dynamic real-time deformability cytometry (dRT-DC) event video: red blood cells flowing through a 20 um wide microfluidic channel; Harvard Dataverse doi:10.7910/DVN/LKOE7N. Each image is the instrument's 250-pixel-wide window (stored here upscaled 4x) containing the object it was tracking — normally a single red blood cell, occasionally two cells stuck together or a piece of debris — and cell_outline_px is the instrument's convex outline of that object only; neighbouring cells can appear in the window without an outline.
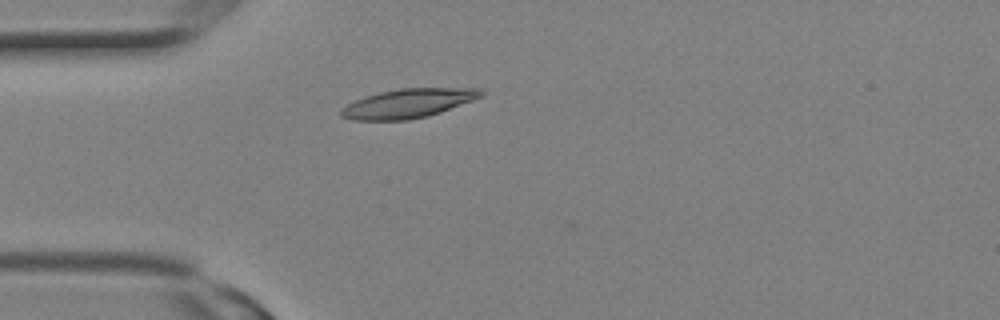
{"species": "Egyptian fruit bat (a non-hibernating species)", "species_latin": "Rousettus aegyptiacus", "temperature_condition": "room temperature", "stored_images_in_passage": 3, "camera_frame_rate_fps": 3000, "um_per_image_px": 0.085, "animal": {"sex": "female"}, "frame": {"image": 1, "passage_image": 3, "time_ms": 0.667, "image_size_px": [1000, 320], "cell_outline_px": [[484, 96], [440, 112], [428, 116], [408, 120], [352, 120], [340, 116], [340, 108], [364, 96], [380, 92], [400, 88], [480, 88], [484, 92]], "centroid_in_image_um": [34.68, 8.78], "position_along_channel_um": 50.3, "area_um2": 23.76}}